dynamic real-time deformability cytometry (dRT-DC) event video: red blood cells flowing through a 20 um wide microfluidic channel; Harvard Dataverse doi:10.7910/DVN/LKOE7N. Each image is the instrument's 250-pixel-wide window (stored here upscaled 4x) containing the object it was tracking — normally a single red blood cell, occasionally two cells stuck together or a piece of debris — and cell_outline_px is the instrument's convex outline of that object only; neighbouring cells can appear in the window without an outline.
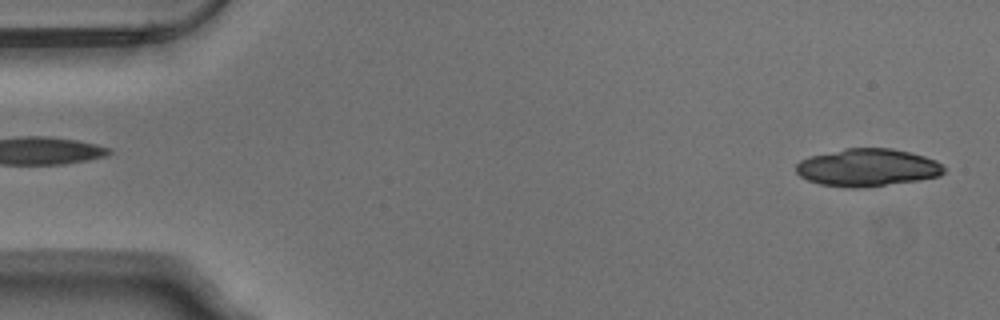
{"species": "Egyptian fruit bat (a non-hibernating species)", "species_latin": "Rousettus aegyptiacus", "temperature_condition": "warm", "stored_images_in_passage": 20, "camera_frame_rate_fps": 3000, "um_per_image_px": 0.085, "animal": {"sex": "male"}, "frame": {"image": 1, "passage_image": 1, "time_ms": 0.0, "image_size_px": [1000, 320], "cell_outline_px": [[944, 172], [940, 176], [916, 180], [856, 188], [852, 188], [820, 184], [808, 180], [800, 176], [796, 172], [796, 164], [800, 160], [808, 156], [844, 148], [892, 148], [924, 156], [936, 160], [944, 168]], "centroid_in_image_um": [73.69, 14.23], "position_along_channel_um": 11.3, "area_um2": 32.19}}
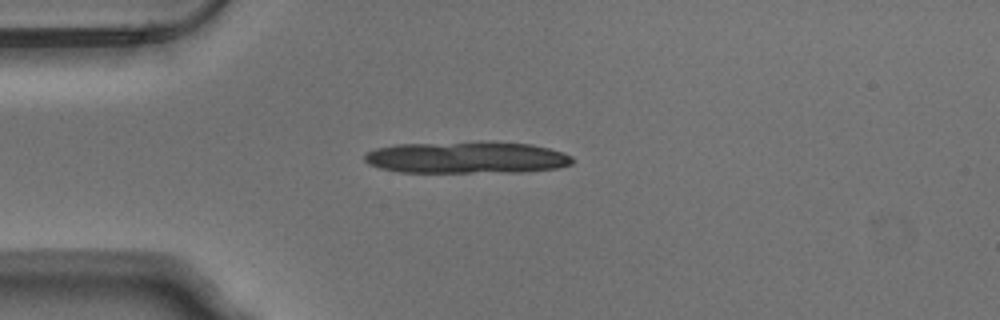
{"frame": {"image": 2, "passage_image": 12, "time_ms": 3.667, "image_size_px": [1000, 320], "cell_outline_px": [[572, 164], [560, 168], [520, 172], [400, 172], [380, 168], [368, 164], [364, 160], [364, 156], [368, 152], [376, 148], [396, 144], [532, 144], [564, 152], [572, 156]], "centroid_in_image_um": [39.68, 13.43], "position_along_channel_um": 45.3, "area_um2": 37.45}}